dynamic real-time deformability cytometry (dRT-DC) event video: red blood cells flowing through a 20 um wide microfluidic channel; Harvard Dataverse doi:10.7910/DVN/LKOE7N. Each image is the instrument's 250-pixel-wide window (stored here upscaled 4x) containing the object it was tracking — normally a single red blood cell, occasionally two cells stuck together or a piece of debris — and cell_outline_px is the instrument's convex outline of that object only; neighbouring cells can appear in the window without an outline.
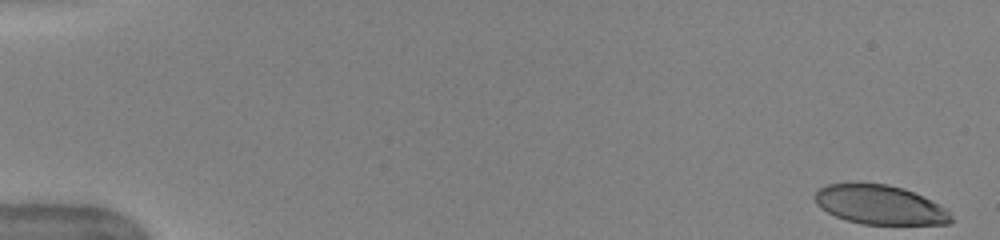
{"species": "human", "species_latin": "Homo sapiens", "temperature_condition": "warm", "stored_images_in_passage": 51, "camera_frame_rate_fps": 3000, "um_per_image_px": 0.085, "donor": {"sex": "female"}, "frame": {"image": 1, "passage_image": 1, "time_ms": 0.0, "image_size_px": [1000, 240], "cell_outline_px": [[952, 220], [948, 224], [860, 224], [836, 216], [820, 208], [816, 204], [816, 192], [820, 188], [828, 184], [888, 184], [904, 188], [940, 204], [948, 208], [952, 216]], "centroid_in_image_um": [74.84, 17.42], "position_along_channel_um": 10.2, "area_um2": 30.92}}
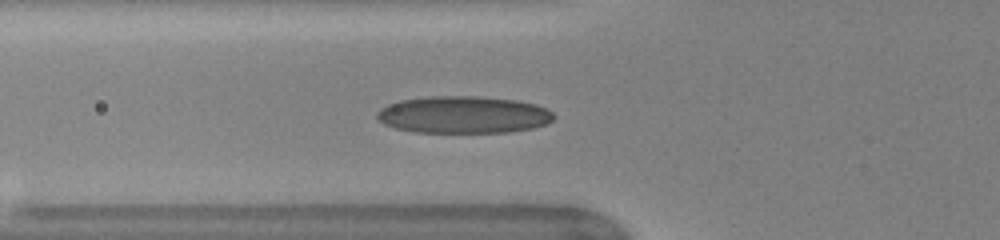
{"frame": {"image": 2, "passage_image": 19, "time_ms": 6.0, "image_size_px": [1000, 240], "cell_outline_px": [[556, 116], [552, 120], [544, 124], [532, 128], [508, 132], [412, 132], [396, 128], [384, 124], [376, 116], [376, 112], [380, 108], [388, 104], [400, 100], [428, 96], [476, 96], [516, 100], [536, 104], [548, 108]], "centroid_in_image_um": [39.38, 9.74], "position_along_channel_um": 86.4, "area_um2": 38.38}}
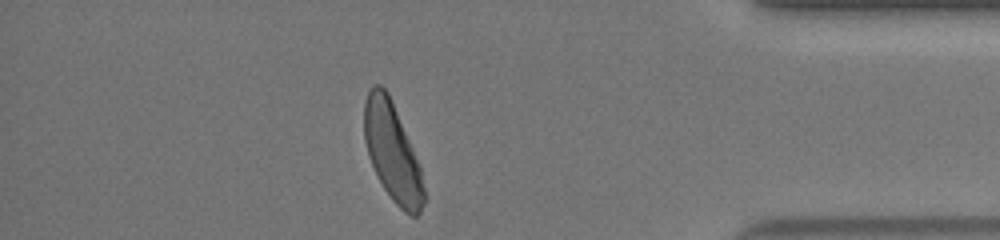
{"frame": {"image": 3, "passage_image": 45, "time_ms": 14.667, "image_size_px": [1000, 240], "cell_outline_px": [[424, 204], [420, 212], [416, 216], [412, 216], [404, 212], [392, 200], [384, 188], [368, 156], [364, 140], [364, 104], [368, 92], [376, 84], [380, 84], [388, 92], [412, 148], [420, 168], [424, 188]], "centroid_in_image_um": [33.33, 12.94], "position_along_channel_um": 401.9, "area_um2": 33.52}, "authors_computed_cell_mechanics": {"area_um2": 35.3158, "velocity_mm_per_s": 3.9633, "shape_relaxation_time_tau1_ms": 3.1736, "shape_relaxation_time_tau2_ms": 0.7755, "deformation_change_tau1": 0.1554, "deformation_change_tau2": 0.0664}}